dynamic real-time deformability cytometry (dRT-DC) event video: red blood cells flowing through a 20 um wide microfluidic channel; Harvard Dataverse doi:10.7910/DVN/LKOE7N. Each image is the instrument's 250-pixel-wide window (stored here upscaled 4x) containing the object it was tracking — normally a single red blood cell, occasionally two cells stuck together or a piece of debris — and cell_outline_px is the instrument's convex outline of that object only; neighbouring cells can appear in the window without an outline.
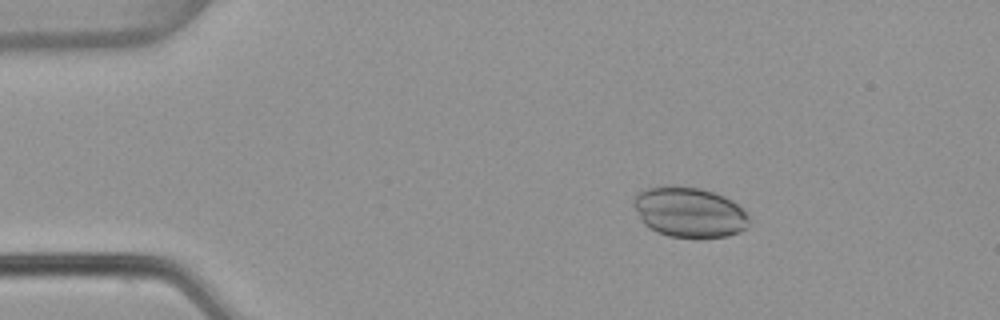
{"species": "common noctule bat (a hibernating species)", "species_latin": "Nyctalus noctula", "temperature_condition": "warm", "stored_images_in_passage": 53, "camera_frame_rate_fps": 3000, "um_per_image_px": 0.085, "animal": {"sex": "female", "body_mass_g": 22.7, "forearm_length_mm": 54.2}, "frame": {"image": 1, "passage_image": 9, "time_ms": 2.667, "image_size_px": [1000, 320], "cell_outline_px": [[748, 228], [740, 232], [728, 236], [668, 236], [656, 232], [648, 228], [644, 224], [632, 204], [632, 196], [636, 192], [644, 188], [700, 188], [724, 196], [732, 200], [748, 216]], "centroid_in_image_um": [58.55, 18.05], "position_along_channel_um": 26.4, "area_um2": 33.12}}
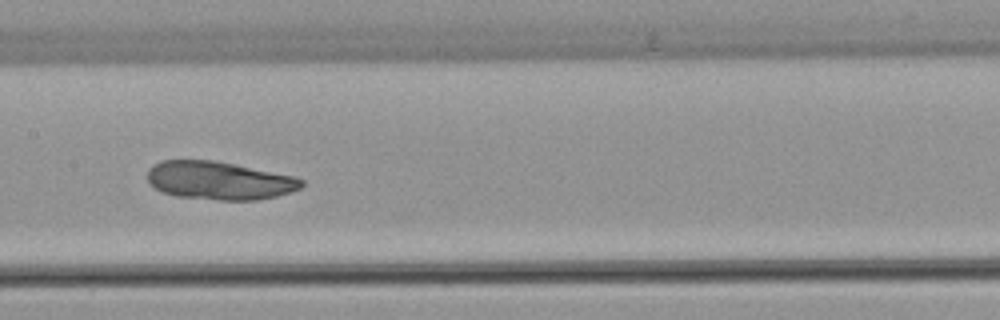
{"frame": {"image": 2, "passage_image": 27, "time_ms": 8.667, "image_size_px": [1000, 320], "cell_outline_px": [[304, 184], [300, 188], [276, 196], [256, 200], [220, 200], [176, 196], [164, 192], [148, 184], [148, 168], [152, 164], [160, 160], [212, 160], [296, 176], [304, 180]], "centroid_in_image_um": [18.61, 15.34], "position_along_channel_um": 188.8, "area_um2": 34.28}}
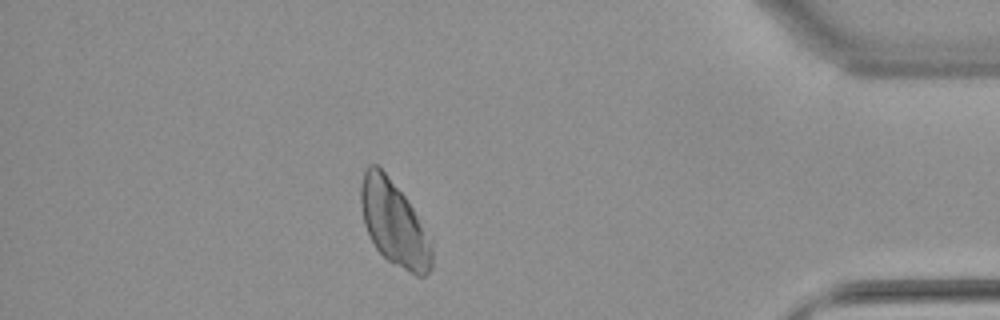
{"frame": {"image": 3, "passage_image": 47, "time_ms": 15.333, "image_size_px": [1000, 320], "cell_outline_px": [[432, 268], [424, 276], [416, 276], [388, 260], [376, 248], [364, 224], [360, 204], [360, 184], [364, 172], [368, 164], [376, 164], [384, 172], [404, 196], [432, 236]], "centroid_in_image_um": [33.52, 19.0], "position_along_channel_um": 401.7, "area_um2": 35.08}}